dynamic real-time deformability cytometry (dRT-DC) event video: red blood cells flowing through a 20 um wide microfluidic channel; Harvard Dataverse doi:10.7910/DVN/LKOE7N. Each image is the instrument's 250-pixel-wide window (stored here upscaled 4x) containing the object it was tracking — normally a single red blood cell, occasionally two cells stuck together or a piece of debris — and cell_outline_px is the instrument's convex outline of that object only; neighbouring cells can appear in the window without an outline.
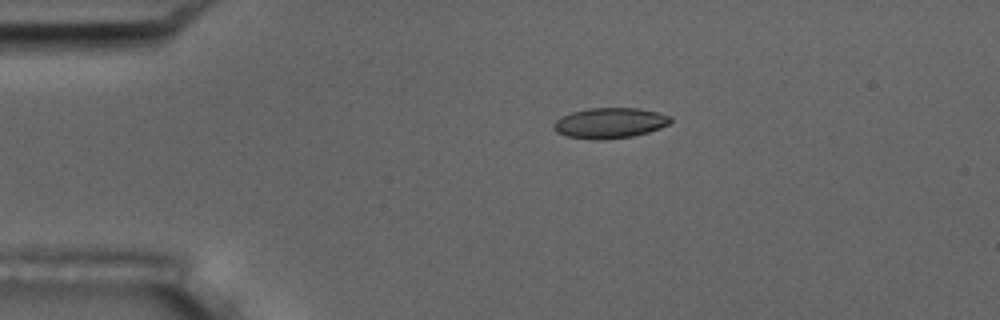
{"species": "common noctule bat (a hibernating species)", "species_latin": "Nyctalus noctula", "temperature_condition": "room temperature", "stored_images_in_passage": 6, "camera_frame_rate_fps": 3000, "um_per_image_px": 0.085, "animal": {"sex": "male", "body_mass_g": 17.5, "forearm_length_mm": 52.3}, "frame": {"image": 1, "passage_image": 4, "time_ms": 3.667, "image_size_px": [1000, 320], "cell_outline_px": [[672, 120], [668, 124], [660, 128], [648, 132], [632, 136], [604, 140], [592, 140], [568, 136], [556, 132], [552, 128], [552, 124], [560, 116], [572, 112], [588, 108], [636, 108], [656, 112], [672, 116]], "centroid_in_image_um": [51.8, 10.46], "position_along_channel_um": 33.2, "area_um2": 20.87}}
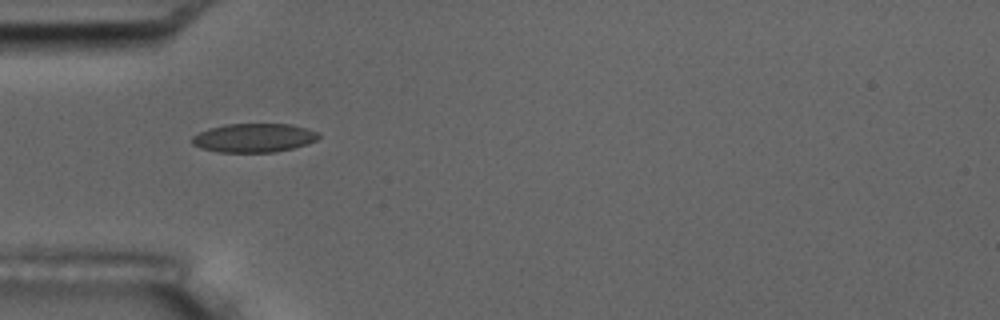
{"frame": {"image": 2, "passage_image": 5, "time_ms": 5.667, "image_size_px": [1000, 320], "cell_outline_px": [[320, 136], [316, 140], [292, 148], [276, 152], [220, 152], [204, 148], [192, 144], [192, 136], [208, 128], [224, 124], [292, 124], [308, 128], [320, 132]], "centroid_in_image_um": [21.6, 11.7], "position_along_channel_um": 63.4, "area_um2": 21.21}}